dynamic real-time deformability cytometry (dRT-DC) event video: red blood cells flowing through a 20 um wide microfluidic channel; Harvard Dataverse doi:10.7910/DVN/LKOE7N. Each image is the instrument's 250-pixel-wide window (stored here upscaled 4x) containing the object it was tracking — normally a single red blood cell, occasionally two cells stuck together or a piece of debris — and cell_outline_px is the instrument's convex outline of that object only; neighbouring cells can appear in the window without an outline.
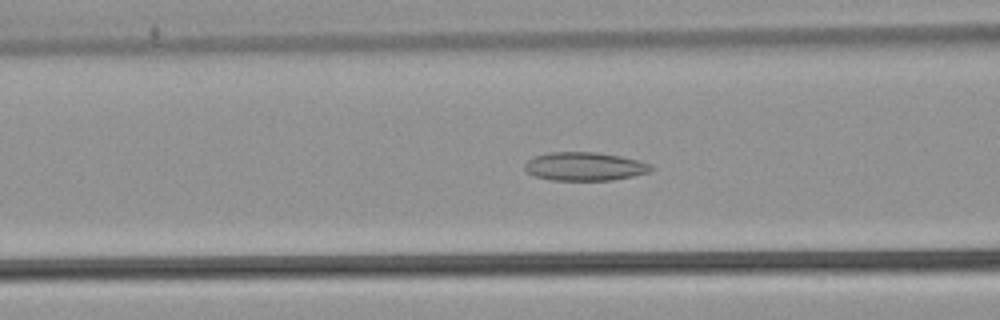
{"species": "common noctule bat (a hibernating species)", "species_latin": "Nyctalus noctula", "temperature_condition": "warm", "stored_images_in_passage": 52, "camera_frame_rate_fps": 3000, "um_per_image_px": 0.085, "animal": {"sex": "male", "body_mass_g": 21.5, "forearm_length_mm": 52.0}, "frame": {"image": 1, "passage_image": 21, "time_ms": 6.667, "image_size_px": [1000, 320], "cell_outline_px": [[656, 168], [652, 172], [612, 180], [552, 180], [532, 176], [524, 172], [524, 164], [528, 160], [536, 156], [552, 152], [596, 152], [620, 156], [640, 160], [652, 164]], "centroid_in_image_um": [49.73, 14.15], "position_along_channel_um": 116.9, "area_um2": 21.27}}
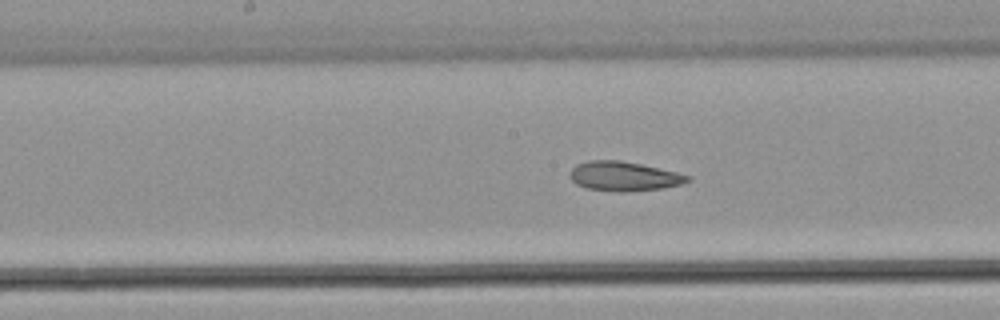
{"frame": {"image": 2, "passage_image": 27, "time_ms": 8.667, "image_size_px": [1000, 320], "cell_outline_px": [[692, 180], [680, 184], [664, 188], [620, 192], [616, 192], [588, 188], [576, 184], [568, 176], [568, 172], [576, 164], [588, 160], [620, 160], [640, 164], [676, 172], [692, 176]], "centroid_in_image_um": [53.01, 14.98], "position_along_channel_um": 195.2, "area_um2": 20.23}}
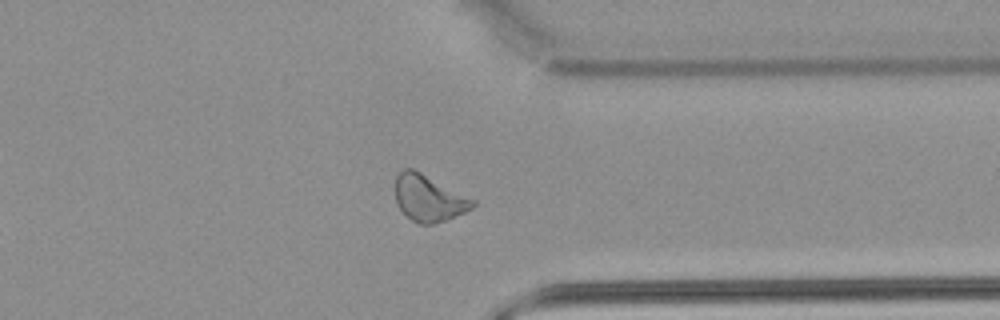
{"frame": {"image": 3, "passage_image": 41, "time_ms": 13.333, "image_size_px": [1000, 320], "cell_outline_px": [[476, 204], [472, 208], [464, 212], [436, 224], [420, 224], [412, 220], [396, 204], [396, 176], [404, 168], [412, 168], [476, 200]], "centroid_in_image_um": [36.45, 16.85], "position_along_channel_um": 375.0, "area_um2": 20.69}, "authors_computed_cell_mechanics": {"area_um2": 21.6461, "velocity_mm_per_s": 3.9167, "shape_relaxation_time_tau1_ms": null, "shape_relaxation_time_tau2_ms": 3.6226, "deformation_change_tau1": null, "deformation_change_tau2": 0.1129}}